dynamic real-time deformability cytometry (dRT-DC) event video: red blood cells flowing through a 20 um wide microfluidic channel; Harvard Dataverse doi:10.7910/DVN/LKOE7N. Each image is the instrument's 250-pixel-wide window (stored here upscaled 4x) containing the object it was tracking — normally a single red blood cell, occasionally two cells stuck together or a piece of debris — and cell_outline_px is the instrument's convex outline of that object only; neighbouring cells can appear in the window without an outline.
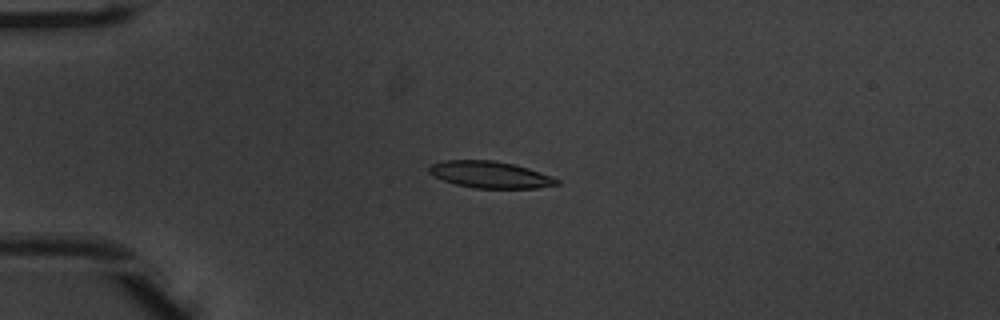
{"species": "common noctule bat (a hibernating species)", "species_latin": "Nyctalus noctula", "temperature_condition": "warm", "stored_images_in_passage": 44, "camera_frame_rate_fps": 3000, "um_per_image_px": 0.085, "animal": {"sex": "male", "body_mass_g": 20.1, "forearm_length_mm": 53.5}, "frame": {"image": 1, "passage_image": 5, "time_ms": 1.333, "image_size_px": [1000, 320], "cell_outline_px": [[556, 184], [532, 188], [480, 188], [460, 184], [436, 176], [432, 172], [432, 168], [436, 164], [452, 160], [484, 160], [508, 164], [524, 168], [536, 172], [556, 180]], "centroid_in_image_um": [41.66, 14.85], "position_along_channel_um": 43.3, "area_um2": 18.03}}
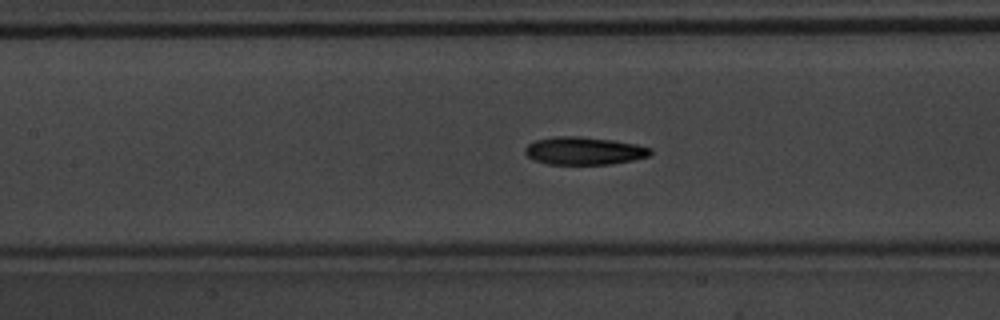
{"frame": {"image": 2, "passage_image": 16, "time_ms": 5.0, "image_size_px": [1000, 320], "cell_outline_px": [[648, 152], [644, 156], [628, 160], [604, 164], [556, 164], [540, 160], [532, 156], [528, 152], [528, 148], [532, 144], [540, 140], [604, 140], [628, 144], [648, 148]], "centroid_in_image_um": [49.7, 12.89], "position_along_channel_um": 157.7, "area_um2": 17.11}}
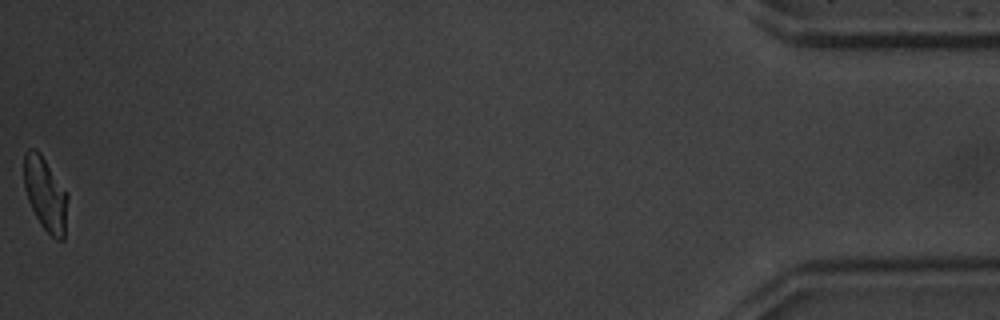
{"frame": {"image": 3, "passage_image": 44, "time_ms": 14.333, "image_size_px": [1000, 320], "cell_outline_px": [[64, 236], [60, 240], [48, 232], [44, 228], [28, 196], [24, 184], [24, 156], [36, 152], [44, 160], [64, 192]], "centroid_in_image_um": [3.81, 16.52], "position_along_channel_um": 431.4, "area_um2": 16.18}, "authors_computed_cell_mechanics": {"area_um2": 17.8024, "velocity_mm_per_s": 3.9061, "shape_relaxation_time_tau1_ms": 9.5013, "shape_relaxation_time_tau2_ms": 5.8119, "deformation_change_tau1": 0.2405, "deformation_change_tau2": 0.1465}}